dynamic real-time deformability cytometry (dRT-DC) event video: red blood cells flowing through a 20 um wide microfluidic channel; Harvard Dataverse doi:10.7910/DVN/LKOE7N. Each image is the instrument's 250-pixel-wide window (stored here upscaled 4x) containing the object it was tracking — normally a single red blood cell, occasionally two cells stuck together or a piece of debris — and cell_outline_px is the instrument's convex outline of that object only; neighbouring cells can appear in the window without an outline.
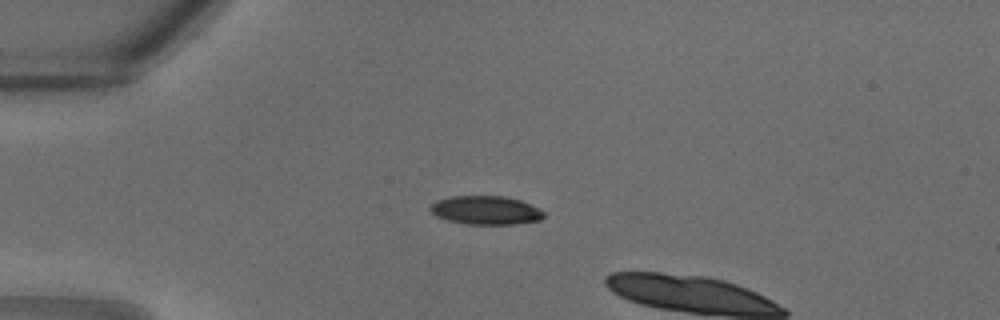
{"species": "common noctule bat (a hibernating species)", "species_latin": "Nyctalus noctula", "temperature_condition": "warm", "stored_images_in_passage": 3, "camera_frame_rate_fps": 3000, "um_per_image_px": 0.085, "animal": {"sex": "male", "body_mass_g": 18.8}, "frame": {"image": 1, "passage_image": 1, "time_ms": 0.0, "image_size_px": [1000, 320], "cell_outline_px": [[544, 216], [540, 220], [516, 224], [464, 224], [448, 220], [436, 216], [428, 208], [436, 200], [452, 196], [504, 196], [520, 200], [544, 212]], "centroid_in_image_um": [41.26, 17.87], "position_along_channel_um": 43.7, "area_um2": 18.84}}